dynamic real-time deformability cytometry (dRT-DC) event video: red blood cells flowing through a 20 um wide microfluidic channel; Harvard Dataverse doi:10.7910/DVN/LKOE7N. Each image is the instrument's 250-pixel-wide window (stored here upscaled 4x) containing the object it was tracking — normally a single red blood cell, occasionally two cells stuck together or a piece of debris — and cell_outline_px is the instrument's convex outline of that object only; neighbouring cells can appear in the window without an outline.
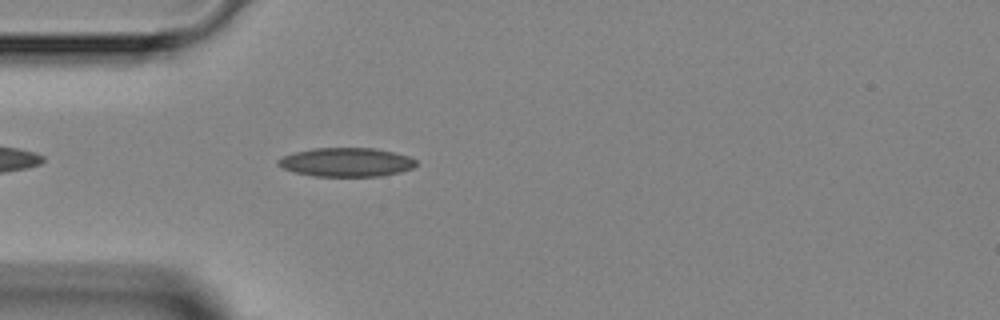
{"species": "Egyptian fruit bat (a non-hibernating species)", "species_latin": "Rousettus aegyptiacus", "temperature_condition": "room temperature", "stored_images_in_passage": 2, "camera_frame_rate_fps": 3000, "um_per_image_px": 0.085, "animal": {"sex": "female"}, "frame": {"image": 1, "passage_image": 2, "time_ms": 1.333, "image_size_px": [1000, 320], "cell_outline_px": [[416, 164], [412, 168], [400, 172], [380, 176], [312, 176], [296, 172], [284, 168], [276, 164], [276, 160], [284, 156], [296, 152], [312, 148], [372, 148], [392, 152], [408, 156], [416, 160]], "centroid_in_image_um": [29.42, 13.79], "position_along_channel_um": 55.6, "area_um2": 23.0}}